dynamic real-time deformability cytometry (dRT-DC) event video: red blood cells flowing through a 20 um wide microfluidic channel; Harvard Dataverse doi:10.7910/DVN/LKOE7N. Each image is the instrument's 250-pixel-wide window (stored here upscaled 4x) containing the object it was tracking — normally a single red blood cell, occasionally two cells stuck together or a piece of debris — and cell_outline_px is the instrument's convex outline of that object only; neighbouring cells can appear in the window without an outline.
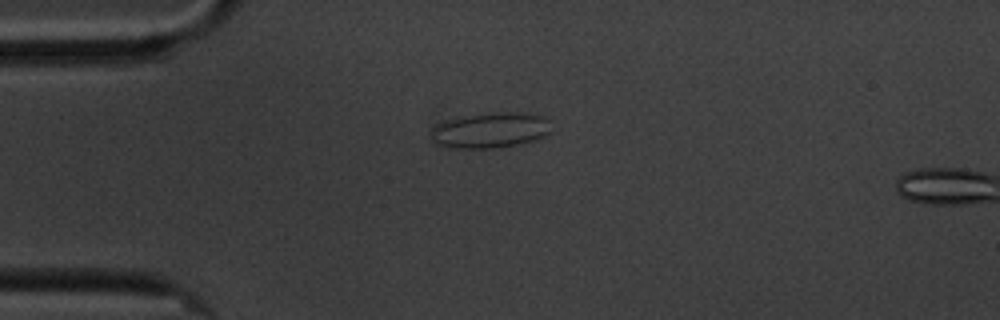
{"species": "common noctule bat (a hibernating species)", "species_latin": "Nyctalus noctula", "temperature_condition": "cold", "stored_images_in_passage": 3, "camera_frame_rate_fps": 3000, "um_per_image_px": 0.085, "animal": {"sex": "male", "body_mass_g": 20.1, "forearm_length_mm": 53.5}, "frame": {"image": 1, "passage_image": 1, "time_ms": 0.0, "image_size_px": [1000, 320], "cell_outline_px": [[548, 132], [544, 136], [532, 140], [516, 144], [492, 148], [448, 148], [432, 144], [432, 128], [436, 124], [444, 120], [496, 112], [520, 112], [544, 116], [548, 120]], "centroid_in_image_um": [41.6, 11.08], "position_along_channel_um": 43.4, "area_um2": 24.62}}